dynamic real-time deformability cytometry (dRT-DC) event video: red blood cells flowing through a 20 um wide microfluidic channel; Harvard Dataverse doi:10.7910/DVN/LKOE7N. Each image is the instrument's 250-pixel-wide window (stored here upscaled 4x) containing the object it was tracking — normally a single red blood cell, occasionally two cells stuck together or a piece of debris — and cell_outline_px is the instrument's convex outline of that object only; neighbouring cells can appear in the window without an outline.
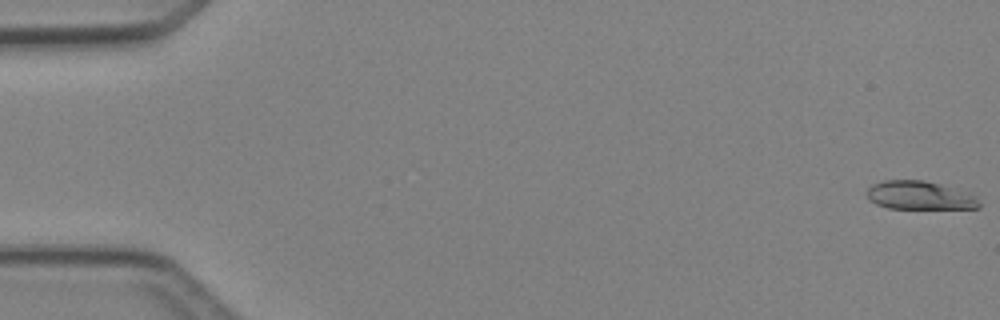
{"species": "Egyptian fruit bat (a non-hibernating species)", "species_latin": "Rousettus aegyptiacus", "temperature_condition": "cold", "stored_images_in_passage": 4, "camera_frame_rate_fps": 3000, "um_per_image_px": 0.085, "animal": {"sex": "female"}, "frame": {"image": 1, "passage_image": 1, "time_ms": 0.0, "image_size_px": [1000, 320], "cell_outline_px": [[980, 208], [888, 208], [876, 204], [868, 200], [868, 188], [872, 184], [884, 180], [924, 180], [940, 184], [976, 196], [980, 204]], "centroid_in_image_um": [78.13, 16.61], "position_along_channel_um": 6.9, "area_um2": 18.38}}
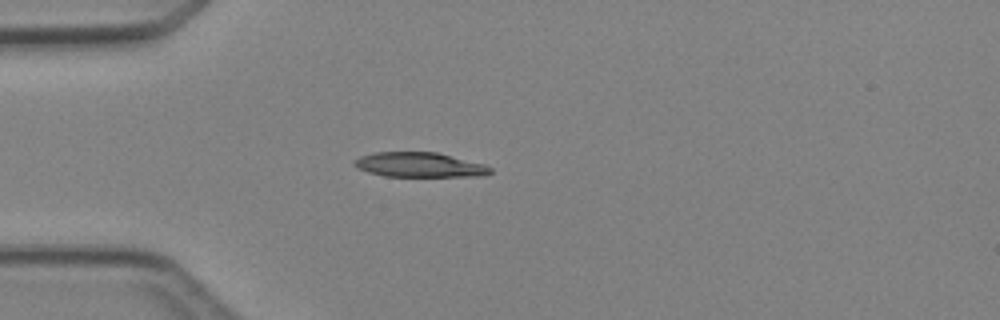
{"frame": {"image": 2, "passage_image": 4, "time_ms": 4.333, "image_size_px": [1000, 320], "cell_outline_px": [[492, 172], [484, 176], [384, 176], [368, 172], [356, 168], [352, 164], [352, 160], [360, 156], [376, 152], [436, 152], [484, 164], [492, 168]], "centroid_in_image_um": [35.62, 14.01], "position_along_channel_um": 49.4, "area_um2": 19.65}}